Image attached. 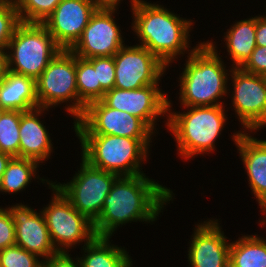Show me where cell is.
<instances>
[{"label":"cell","instance_id":"1","mask_svg":"<svg viewBox=\"0 0 266 267\" xmlns=\"http://www.w3.org/2000/svg\"><path fill=\"white\" fill-rule=\"evenodd\" d=\"M174 199L170 187L146 173L119 176L104 199L100 216L93 223L96 236L112 238L120 227L132 222L155 224Z\"/></svg>","mask_w":266,"mask_h":267},{"label":"cell","instance_id":"2","mask_svg":"<svg viewBox=\"0 0 266 267\" xmlns=\"http://www.w3.org/2000/svg\"><path fill=\"white\" fill-rule=\"evenodd\" d=\"M143 0L132 11L131 30L137 41L157 56L168 68L187 57L202 41L191 47V32L196 22L160 4ZM187 54V55H186ZM182 57V58H181ZM180 58V59H178ZM175 61V62H174ZM170 66V67H169Z\"/></svg>","mask_w":266,"mask_h":267},{"label":"cell","instance_id":"3","mask_svg":"<svg viewBox=\"0 0 266 267\" xmlns=\"http://www.w3.org/2000/svg\"><path fill=\"white\" fill-rule=\"evenodd\" d=\"M216 43L213 37L203 41L185 57L182 71L176 80L179 107L227 105L225 99H228V80L232 66H228L229 62L222 59V50Z\"/></svg>","mask_w":266,"mask_h":267},{"label":"cell","instance_id":"4","mask_svg":"<svg viewBox=\"0 0 266 267\" xmlns=\"http://www.w3.org/2000/svg\"><path fill=\"white\" fill-rule=\"evenodd\" d=\"M173 102L168 99L165 130L176 142L177 157L187 161L194 160L198 155L203 157L215 153L216 142L223 136L228 124L227 105L180 107L182 112L176 111V107L172 109Z\"/></svg>","mask_w":266,"mask_h":267},{"label":"cell","instance_id":"5","mask_svg":"<svg viewBox=\"0 0 266 267\" xmlns=\"http://www.w3.org/2000/svg\"><path fill=\"white\" fill-rule=\"evenodd\" d=\"M81 157L91 166L118 176L143 174L151 159L154 138H129L113 135H75ZM150 153V154H149ZM146 161V162H145Z\"/></svg>","mask_w":266,"mask_h":267},{"label":"cell","instance_id":"6","mask_svg":"<svg viewBox=\"0 0 266 267\" xmlns=\"http://www.w3.org/2000/svg\"><path fill=\"white\" fill-rule=\"evenodd\" d=\"M36 95L38 107L52 111L58 106L64 107L73 123L82 116L86 106L78 99L76 55L73 52L62 49L49 62L36 79Z\"/></svg>","mask_w":266,"mask_h":267},{"label":"cell","instance_id":"7","mask_svg":"<svg viewBox=\"0 0 266 267\" xmlns=\"http://www.w3.org/2000/svg\"><path fill=\"white\" fill-rule=\"evenodd\" d=\"M61 50L42 23L21 22L7 47L8 69L36 80Z\"/></svg>","mask_w":266,"mask_h":267},{"label":"cell","instance_id":"8","mask_svg":"<svg viewBox=\"0 0 266 267\" xmlns=\"http://www.w3.org/2000/svg\"><path fill=\"white\" fill-rule=\"evenodd\" d=\"M47 189L52 192L51 199L39 209L56 250L74 252L77 246L82 248L91 242L96 237L93 222L79 213L53 183Z\"/></svg>","mask_w":266,"mask_h":267},{"label":"cell","instance_id":"9","mask_svg":"<svg viewBox=\"0 0 266 267\" xmlns=\"http://www.w3.org/2000/svg\"><path fill=\"white\" fill-rule=\"evenodd\" d=\"M227 98L231 100V106L226 108L235 112L234 117L238 119L242 132H259L266 129V76L232 68Z\"/></svg>","mask_w":266,"mask_h":267},{"label":"cell","instance_id":"10","mask_svg":"<svg viewBox=\"0 0 266 267\" xmlns=\"http://www.w3.org/2000/svg\"><path fill=\"white\" fill-rule=\"evenodd\" d=\"M80 160V166L70 180L62 183L55 180L53 184L79 213L94 223L101 214L104 199L119 176L91 166L82 157Z\"/></svg>","mask_w":266,"mask_h":267},{"label":"cell","instance_id":"11","mask_svg":"<svg viewBox=\"0 0 266 267\" xmlns=\"http://www.w3.org/2000/svg\"><path fill=\"white\" fill-rule=\"evenodd\" d=\"M76 135H113L154 138L156 134L138 117L108 107L102 100L89 103L82 116L72 123Z\"/></svg>","mask_w":266,"mask_h":267},{"label":"cell","instance_id":"12","mask_svg":"<svg viewBox=\"0 0 266 267\" xmlns=\"http://www.w3.org/2000/svg\"><path fill=\"white\" fill-rule=\"evenodd\" d=\"M160 84L146 85L134 90L113 88L105 92L101 100L108 107L138 117L158 135V122L161 123V119H166L162 122L167 127L168 99L170 97Z\"/></svg>","mask_w":266,"mask_h":267},{"label":"cell","instance_id":"13","mask_svg":"<svg viewBox=\"0 0 266 267\" xmlns=\"http://www.w3.org/2000/svg\"><path fill=\"white\" fill-rule=\"evenodd\" d=\"M125 44L113 56L115 63L114 88L134 90L146 85L162 83L169 69L144 46Z\"/></svg>","mask_w":266,"mask_h":267},{"label":"cell","instance_id":"14","mask_svg":"<svg viewBox=\"0 0 266 267\" xmlns=\"http://www.w3.org/2000/svg\"><path fill=\"white\" fill-rule=\"evenodd\" d=\"M118 11L119 9L98 8L81 37L69 50L77 57L89 59L114 56L126 43L132 44L129 40L125 42V32L116 21Z\"/></svg>","mask_w":266,"mask_h":267},{"label":"cell","instance_id":"15","mask_svg":"<svg viewBox=\"0 0 266 267\" xmlns=\"http://www.w3.org/2000/svg\"><path fill=\"white\" fill-rule=\"evenodd\" d=\"M213 218L193 225L186 253L190 267H229L231 240L226 237L220 218Z\"/></svg>","mask_w":266,"mask_h":267},{"label":"cell","instance_id":"16","mask_svg":"<svg viewBox=\"0 0 266 267\" xmlns=\"http://www.w3.org/2000/svg\"><path fill=\"white\" fill-rule=\"evenodd\" d=\"M6 207L15 224V245L35 254L43 261L58 253L41 210H35L24 201Z\"/></svg>","mask_w":266,"mask_h":267},{"label":"cell","instance_id":"17","mask_svg":"<svg viewBox=\"0 0 266 267\" xmlns=\"http://www.w3.org/2000/svg\"><path fill=\"white\" fill-rule=\"evenodd\" d=\"M97 9L94 0H62L42 24L62 49L69 50Z\"/></svg>","mask_w":266,"mask_h":267},{"label":"cell","instance_id":"18","mask_svg":"<svg viewBox=\"0 0 266 267\" xmlns=\"http://www.w3.org/2000/svg\"><path fill=\"white\" fill-rule=\"evenodd\" d=\"M230 136L242 161L252 199L258 202L260 211L266 210V139L255 137L258 132L235 130ZM256 133V134H255ZM255 135V136H254ZM241 157V158H240Z\"/></svg>","mask_w":266,"mask_h":267},{"label":"cell","instance_id":"19","mask_svg":"<svg viewBox=\"0 0 266 267\" xmlns=\"http://www.w3.org/2000/svg\"><path fill=\"white\" fill-rule=\"evenodd\" d=\"M49 111L50 109L37 107L21 112L19 158H30L41 165H45L43 163L52 158L55 143L52 142L49 126L46 128L45 119L42 118L45 114L48 115Z\"/></svg>","mask_w":266,"mask_h":267},{"label":"cell","instance_id":"20","mask_svg":"<svg viewBox=\"0 0 266 267\" xmlns=\"http://www.w3.org/2000/svg\"><path fill=\"white\" fill-rule=\"evenodd\" d=\"M224 32L222 40L232 68H240L251 56L256 45V15L235 20ZM225 42V43H224Z\"/></svg>","mask_w":266,"mask_h":267},{"label":"cell","instance_id":"21","mask_svg":"<svg viewBox=\"0 0 266 267\" xmlns=\"http://www.w3.org/2000/svg\"><path fill=\"white\" fill-rule=\"evenodd\" d=\"M37 107L36 80L8 71L0 81V108L23 112Z\"/></svg>","mask_w":266,"mask_h":267},{"label":"cell","instance_id":"22","mask_svg":"<svg viewBox=\"0 0 266 267\" xmlns=\"http://www.w3.org/2000/svg\"><path fill=\"white\" fill-rule=\"evenodd\" d=\"M42 165L30 158L12 157L8 162L4 174L0 181V194L2 195H16L20 192L26 191L33 180L40 182L42 185L49 187L53 180L48 177H40L39 170ZM39 169V170H38ZM33 179V180H32ZM38 180V181H36Z\"/></svg>","mask_w":266,"mask_h":267},{"label":"cell","instance_id":"23","mask_svg":"<svg viewBox=\"0 0 266 267\" xmlns=\"http://www.w3.org/2000/svg\"><path fill=\"white\" fill-rule=\"evenodd\" d=\"M111 237L96 236L78 255L81 267H126L133 259L127 248L113 244ZM80 256V257H79Z\"/></svg>","mask_w":266,"mask_h":267},{"label":"cell","instance_id":"24","mask_svg":"<svg viewBox=\"0 0 266 267\" xmlns=\"http://www.w3.org/2000/svg\"><path fill=\"white\" fill-rule=\"evenodd\" d=\"M229 267H266V237L244 233L231 239Z\"/></svg>","mask_w":266,"mask_h":267},{"label":"cell","instance_id":"25","mask_svg":"<svg viewBox=\"0 0 266 267\" xmlns=\"http://www.w3.org/2000/svg\"><path fill=\"white\" fill-rule=\"evenodd\" d=\"M21 111L5 110L0 118V152L19 157Z\"/></svg>","mask_w":266,"mask_h":267},{"label":"cell","instance_id":"26","mask_svg":"<svg viewBox=\"0 0 266 267\" xmlns=\"http://www.w3.org/2000/svg\"><path fill=\"white\" fill-rule=\"evenodd\" d=\"M78 99L87 106L97 101V69L87 60L76 56Z\"/></svg>","mask_w":266,"mask_h":267},{"label":"cell","instance_id":"27","mask_svg":"<svg viewBox=\"0 0 266 267\" xmlns=\"http://www.w3.org/2000/svg\"><path fill=\"white\" fill-rule=\"evenodd\" d=\"M62 0H14L21 22L43 23Z\"/></svg>","mask_w":266,"mask_h":267},{"label":"cell","instance_id":"28","mask_svg":"<svg viewBox=\"0 0 266 267\" xmlns=\"http://www.w3.org/2000/svg\"><path fill=\"white\" fill-rule=\"evenodd\" d=\"M97 69V101L104 97L105 92L112 90L115 85L114 57H96L87 59Z\"/></svg>","mask_w":266,"mask_h":267},{"label":"cell","instance_id":"29","mask_svg":"<svg viewBox=\"0 0 266 267\" xmlns=\"http://www.w3.org/2000/svg\"><path fill=\"white\" fill-rule=\"evenodd\" d=\"M21 23L14 0H0V48H7Z\"/></svg>","mask_w":266,"mask_h":267},{"label":"cell","instance_id":"30","mask_svg":"<svg viewBox=\"0 0 266 267\" xmlns=\"http://www.w3.org/2000/svg\"><path fill=\"white\" fill-rule=\"evenodd\" d=\"M44 261L21 248L13 245L2 250L0 267H41Z\"/></svg>","mask_w":266,"mask_h":267},{"label":"cell","instance_id":"31","mask_svg":"<svg viewBox=\"0 0 266 267\" xmlns=\"http://www.w3.org/2000/svg\"><path fill=\"white\" fill-rule=\"evenodd\" d=\"M15 245V224L7 207L0 206V249Z\"/></svg>","mask_w":266,"mask_h":267},{"label":"cell","instance_id":"32","mask_svg":"<svg viewBox=\"0 0 266 267\" xmlns=\"http://www.w3.org/2000/svg\"><path fill=\"white\" fill-rule=\"evenodd\" d=\"M240 68L248 73L266 76V46H256L251 56Z\"/></svg>","mask_w":266,"mask_h":267},{"label":"cell","instance_id":"33","mask_svg":"<svg viewBox=\"0 0 266 267\" xmlns=\"http://www.w3.org/2000/svg\"><path fill=\"white\" fill-rule=\"evenodd\" d=\"M44 267H81L78 256H73L70 252H58L44 261Z\"/></svg>","mask_w":266,"mask_h":267},{"label":"cell","instance_id":"34","mask_svg":"<svg viewBox=\"0 0 266 267\" xmlns=\"http://www.w3.org/2000/svg\"><path fill=\"white\" fill-rule=\"evenodd\" d=\"M256 45L257 46H266V8H265V15L258 14L256 15Z\"/></svg>","mask_w":266,"mask_h":267},{"label":"cell","instance_id":"35","mask_svg":"<svg viewBox=\"0 0 266 267\" xmlns=\"http://www.w3.org/2000/svg\"><path fill=\"white\" fill-rule=\"evenodd\" d=\"M98 8L119 9L124 0H94ZM143 0H130V11H132Z\"/></svg>","mask_w":266,"mask_h":267},{"label":"cell","instance_id":"36","mask_svg":"<svg viewBox=\"0 0 266 267\" xmlns=\"http://www.w3.org/2000/svg\"><path fill=\"white\" fill-rule=\"evenodd\" d=\"M8 69V51L7 48H0V81L7 75Z\"/></svg>","mask_w":266,"mask_h":267},{"label":"cell","instance_id":"37","mask_svg":"<svg viewBox=\"0 0 266 267\" xmlns=\"http://www.w3.org/2000/svg\"><path fill=\"white\" fill-rule=\"evenodd\" d=\"M11 158L12 156L10 154L0 152V181H1L2 175L4 174L6 166Z\"/></svg>","mask_w":266,"mask_h":267},{"label":"cell","instance_id":"38","mask_svg":"<svg viewBox=\"0 0 266 267\" xmlns=\"http://www.w3.org/2000/svg\"><path fill=\"white\" fill-rule=\"evenodd\" d=\"M261 212V214L263 215H261V217H263V218H261V219H259V223H258V225L261 227V229L263 228L264 229V226H265V229L264 230H266V210H264V211H260ZM266 232V231H265Z\"/></svg>","mask_w":266,"mask_h":267},{"label":"cell","instance_id":"39","mask_svg":"<svg viewBox=\"0 0 266 267\" xmlns=\"http://www.w3.org/2000/svg\"><path fill=\"white\" fill-rule=\"evenodd\" d=\"M136 262L135 260H132L126 267H135V263ZM134 263V264H133Z\"/></svg>","mask_w":266,"mask_h":267},{"label":"cell","instance_id":"40","mask_svg":"<svg viewBox=\"0 0 266 267\" xmlns=\"http://www.w3.org/2000/svg\"><path fill=\"white\" fill-rule=\"evenodd\" d=\"M4 111H5V110H3V109L0 108V118H1L2 113H3Z\"/></svg>","mask_w":266,"mask_h":267}]
</instances>
